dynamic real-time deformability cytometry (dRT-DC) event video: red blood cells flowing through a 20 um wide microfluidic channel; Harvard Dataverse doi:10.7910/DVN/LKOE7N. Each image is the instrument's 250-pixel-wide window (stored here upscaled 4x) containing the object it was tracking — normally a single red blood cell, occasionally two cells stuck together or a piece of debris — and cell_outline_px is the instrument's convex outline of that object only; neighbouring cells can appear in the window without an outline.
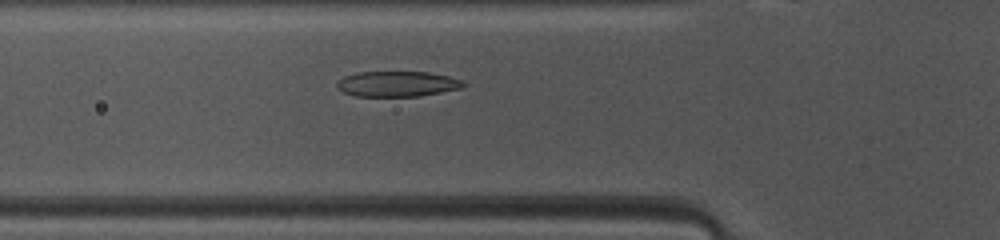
{"species": "common noctule bat (a hibernating species)", "species_latin": "Nyctalus noctula", "temperature_condition": "warm", "stored_images_in_passage": 46, "camera_frame_rate_fps": 3000, "um_per_image_px": 0.085, "animal": {"sex": "female", "body_mass_g": 10.0, "forearm_length_mm": 53.1}, "frame": {"image": 1, "passage_image": 14, "time_ms": 4.333, "image_size_px": [1000, 240], "cell_outline_px": [[468, 84], [460, 88], [440, 92], [416, 96], [356, 96], [344, 92], [336, 84], [344, 76], [360, 72], [428, 72], [448, 76], [460, 80]], "centroid_in_image_um": [33.78, 7.13], "position_along_channel_um": 92.0, "area_um2": 18.38}}
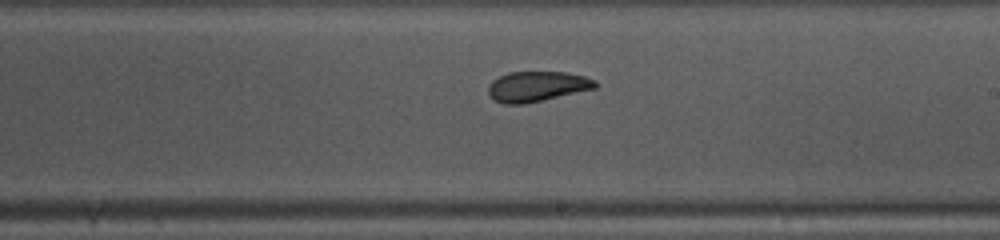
{"frame": {"image": 2, "passage_image": 25, "time_ms": 8.0, "image_size_px": [1000, 240], "cell_outline_px": [[596, 88], [524, 104], [504, 104], [496, 100], [488, 92], [488, 84], [492, 80], [508, 72], [564, 72], [584, 76], [596, 80]], "centroid_in_image_um": [45.63, 7.34], "position_along_channel_um": 243.4, "area_um2": 18.67}}
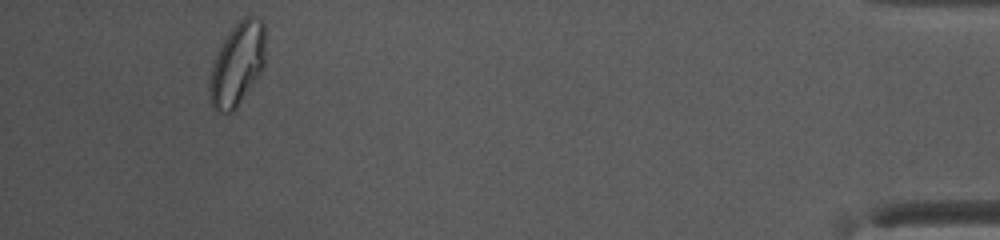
{"frame": {"image": 3, "passage_image": 43, "time_ms": 14.0, "image_size_px": [1000, 240], "cell_outline_px": [[264, 68], [236, 108], [232, 112], [216, 112], [212, 108], [208, 96], [208, 80], [212, 64], [224, 40], [232, 28], [244, 16], [256, 16], [264, 20]], "centroid_in_image_um": [20.15, 5.48], "position_along_channel_um": 415.1, "area_um2": 27.17}, "authors_computed_cell_mechanics": {"area_um2": 20.5479, "velocity_mm_per_s": 4.1051, "shape_relaxation_time_tau1_ms": 4.0227, "shape_relaxation_time_tau2_ms": 1.219, "deformation_change_tau1": 0.1486, "deformation_change_tau2": 0.0677}}